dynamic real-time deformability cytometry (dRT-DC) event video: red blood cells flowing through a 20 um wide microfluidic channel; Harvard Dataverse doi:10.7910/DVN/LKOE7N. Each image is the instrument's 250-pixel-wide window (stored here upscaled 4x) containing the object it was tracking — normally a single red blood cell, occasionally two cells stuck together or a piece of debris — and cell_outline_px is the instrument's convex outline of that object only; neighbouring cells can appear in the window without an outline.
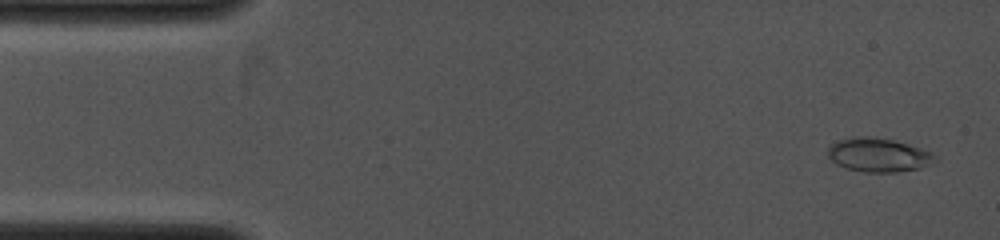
{"species": "common noctule bat (a hibernating species)", "species_latin": "Nyctalus noctula", "temperature_condition": "cold", "stored_images_in_passage": 47, "camera_frame_rate_fps": 4000, "um_per_image_px": 0.085, "animal": {"sex": "female", "body_mass_g": 19.0, "forearm_length_mm": 53.3}, "frame": {"image": 1, "passage_image": 2, "time_ms": 0.25, "image_size_px": [1000, 240], "cell_outline_px": [[940, 160], [920, 168], [896, 172], [864, 172], [848, 168], [836, 164], [828, 156], [828, 148], [832, 144], [840, 140], [860, 136], [864, 136], [892, 140], [908, 144], [932, 152]], "centroid_in_image_um": [74.71, 13.18], "position_along_channel_um": 10.3, "area_um2": 20.92}}
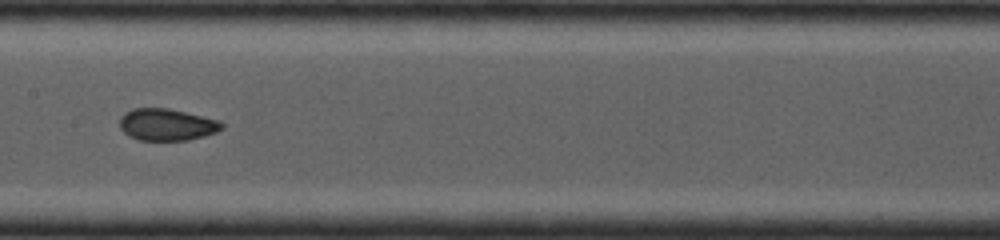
{"frame": {"image": 2, "passage_image": 23, "time_ms": 6.25, "image_size_px": [1000, 240], "cell_outline_px": [[224, 128], [216, 132], [204, 136], [188, 140], [140, 140], [128, 136], [120, 128], [120, 116], [124, 112], [132, 108], [164, 108], [184, 112], [216, 120], [224, 124]], "centroid_in_image_um": [14.13, 10.6], "position_along_channel_um": 193.3, "area_um2": 18.84}}
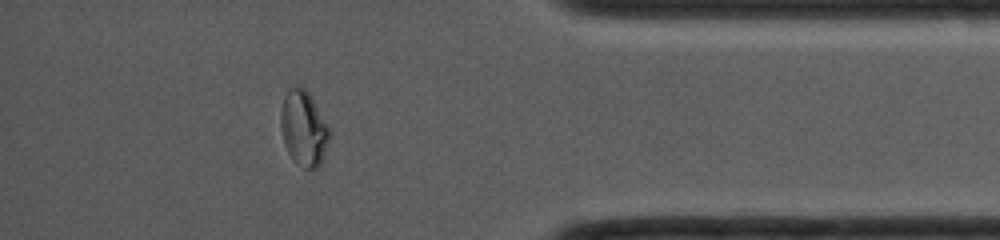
{"frame": {"image": 3, "passage_image": 41, "time_ms": 11.0, "image_size_px": [1000, 240], "cell_outline_px": [[332, 136], [320, 164], [316, 168], [304, 168], [292, 160], [284, 144], [280, 124], [280, 112], [284, 96], [288, 88], [304, 88], [308, 92], [332, 132]], "centroid_in_image_um": [25.82, 10.94], "position_along_channel_um": 409.4, "area_um2": 21.39}}